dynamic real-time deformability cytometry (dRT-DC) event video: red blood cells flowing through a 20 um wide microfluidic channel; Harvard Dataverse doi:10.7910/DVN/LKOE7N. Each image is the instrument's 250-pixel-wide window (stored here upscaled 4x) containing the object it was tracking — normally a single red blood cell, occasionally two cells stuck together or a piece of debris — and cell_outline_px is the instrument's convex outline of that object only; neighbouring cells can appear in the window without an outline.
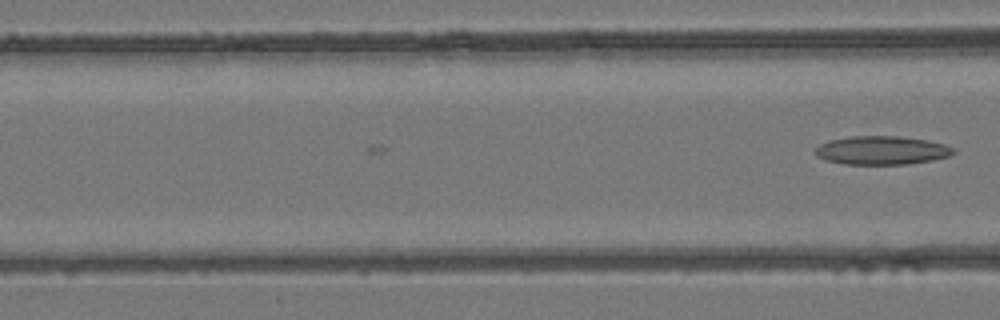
{"species": "common noctule bat (a hibernating species)", "species_latin": "Nyctalus noctula", "temperature_condition": "room temperature", "stored_images_in_passage": 3, "camera_frame_rate_fps": 3000, "um_per_image_px": 0.085, "animal": {"sex": "female", "body_mass_g": 24.6, "forearm_length_mm": 56.2}, "frame": {"image": 1, "passage_image": 3, "time_ms": 0.667, "image_size_px": [1000, 320], "cell_outline_px": [[956, 152], [948, 156], [932, 160], [908, 164], [844, 164], [824, 160], [816, 156], [812, 152], [820, 144], [828, 140], [852, 136], [896, 136], [928, 140], [944, 144], [952, 148]], "centroid_in_image_um": [74.89, 12.78], "position_along_channel_um": 91.7, "area_um2": 23.06}}